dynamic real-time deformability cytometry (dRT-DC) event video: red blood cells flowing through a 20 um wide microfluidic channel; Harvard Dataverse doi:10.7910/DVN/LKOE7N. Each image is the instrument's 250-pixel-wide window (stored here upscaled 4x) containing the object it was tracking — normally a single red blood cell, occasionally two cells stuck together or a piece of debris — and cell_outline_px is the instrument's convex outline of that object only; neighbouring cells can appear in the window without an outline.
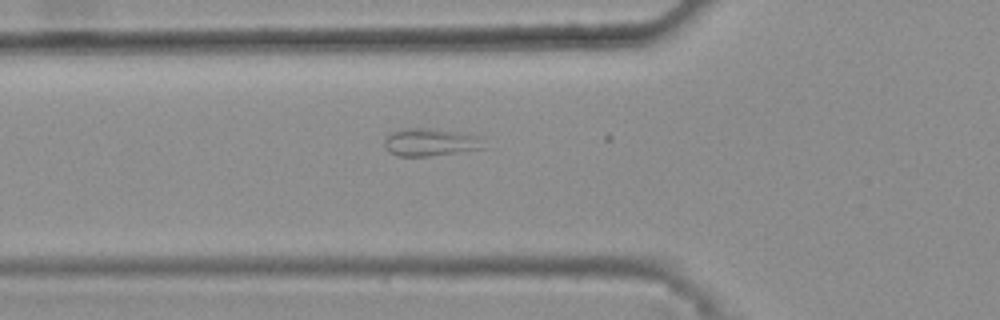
{"species": "common noctule bat (a hibernating species)", "species_latin": "Nyctalus noctula", "temperature_condition": "warm", "stored_images_in_passage": 3, "camera_frame_rate_fps": 3000, "um_per_image_px": 0.085, "animal": {"sex": "female", "body_mass_g": 25.1}, "frame": {"image": 1, "passage_image": 2, "time_ms": 0.333, "image_size_px": [1000, 320], "cell_outline_px": [[484, 148], [428, 156], [396, 156], [388, 152], [384, 148], [384, 140], [392, 132], [404, 128], [428, 128], [484, 136]], "centroid_in_image_um": [36.57, 12.09], "position_along_channel_um": 89.2, "area_um2": 16.07}}